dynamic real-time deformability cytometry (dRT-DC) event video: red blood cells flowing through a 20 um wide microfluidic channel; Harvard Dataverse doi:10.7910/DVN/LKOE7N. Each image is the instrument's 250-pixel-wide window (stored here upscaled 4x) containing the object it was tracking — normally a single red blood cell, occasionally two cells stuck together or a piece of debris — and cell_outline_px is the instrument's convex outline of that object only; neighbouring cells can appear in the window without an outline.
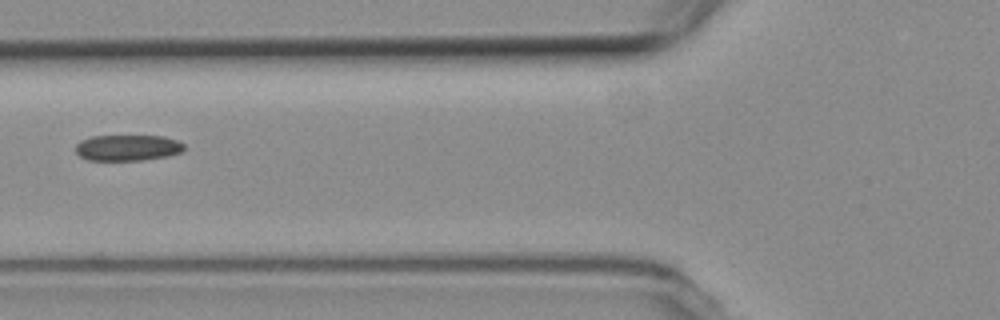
{"species": "common noctule bat (a hibernating species)", "species_latin": "Nyctalus noctula", "temperature_condition": "room temperature", "stored_images_in_passage": 9, "camera_frame_rate_fps": 3000, "um_per_image_px": 0.085, "animal": {"sex": "female", "body_mass_g": 19.3, "forearm_length_mm": 54.1}, "frame": {"image": 1, "passage_image": 7, "time_ms": 8.0, "image_size_px": [1000, 320], "cell_outline_px": [[184, 148], [180, 152], [168, 156], [140, 160], [88, 160], [80, 156], [76, 152], [76, 144], [80, 140], [92, 136], [164, 136], [176, 140], [184, 144]], "centroid_in_image_um": [10.83, 12.55], "position_along_channel_um": 115.0, "area_um2": 16.36}}
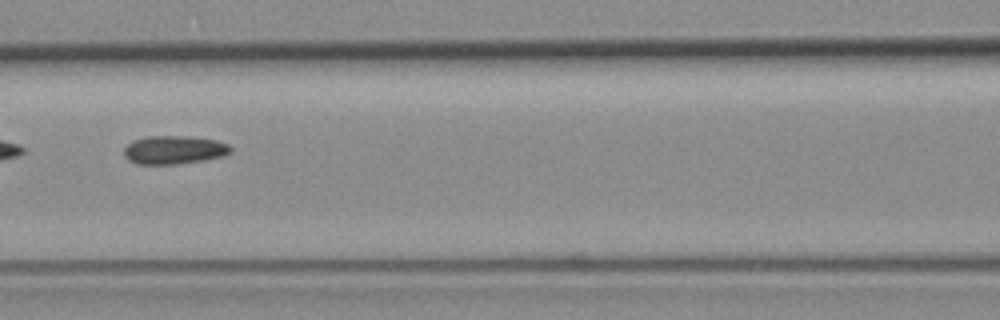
{"frame": {"image": 2, "passage_image": 8, "time_ms": 9.0, "image_size_px": [1000, 320], "cell_outline_px": [[232, 152], [224, 156], [204, 160], [176, 164], [136, 164], [128, 160], [124, 156], [124, 148], [132, 140], [148, 136], [184, 136], [216, 140], [228, 144], [232, 148]], "centroid_in_image_um": [14.79, 12.74], "position_along_channel_um": 151.8, "area_um2": 17.74}}
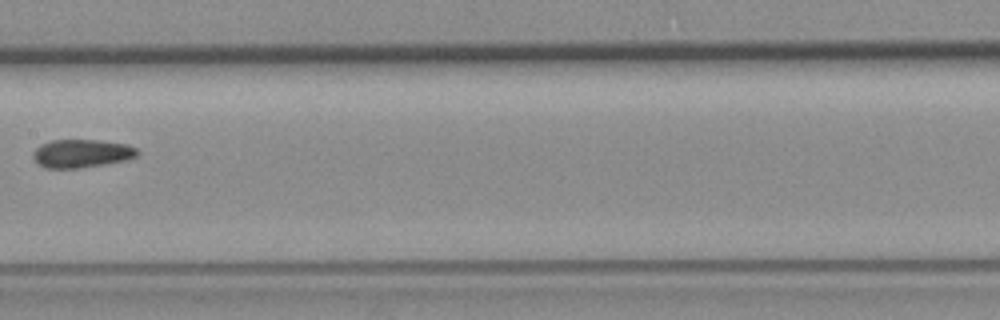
{"frame": {"image": 3, "passage_image": 9, "time_ms": 10.333, "image_size_px": [1000, 320], "cell_outline_px": [[140, 152], [136, 156], [128, 160], [104, 164], [76, 168], [44, 168], [36, 164], [32, 156], [32, 152], [40, 144], [52, 140], [100, 140], [128, 144], [136, 148]], "centroid_in_image_um": [6.92, 13.04], "position_along_channel_um": 200.5, "area_um2": 17.4}}